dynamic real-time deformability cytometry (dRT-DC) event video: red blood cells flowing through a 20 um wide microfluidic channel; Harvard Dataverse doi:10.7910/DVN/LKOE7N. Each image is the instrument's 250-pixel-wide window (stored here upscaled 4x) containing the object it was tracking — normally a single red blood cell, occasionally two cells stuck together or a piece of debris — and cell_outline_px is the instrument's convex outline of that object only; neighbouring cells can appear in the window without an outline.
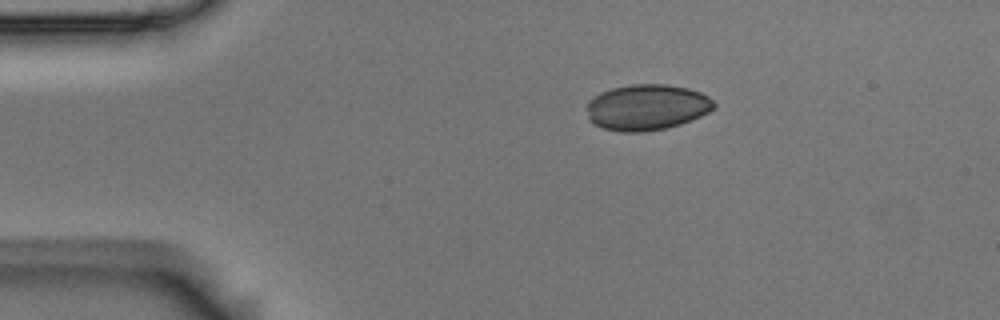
{"species": "Egyptian fruit bat (a non-hibernating species)", "species_latin": "Rousettus aegyptiacus", "temperature_condition": "room temperature", "stored_images_in_passage": 5, "camera_frame_rate_fps": 3000, "um_per_image_px": 0.085, "animal": {"sex": "male"}, "frame": {"image": 1, "passage_image": 1, "time_ms": 0.0, "image_size_px": [1000, 320], "cell_outline_px": [[716, 108], [700, 116], [680, 124], [664, 128], [644, 132], [620, 132], [600, 128], [592, 124], [588, 120], [588, 100], [600, 92], [612, 88], [632, 84], [668, 84], [688, 88], [700, 92], [708, 96], [716, 104]], "centroid_in_image_um": [54.96, 9.12], "position_along_channel_um": 30.0, "area_um2": 34.28}}
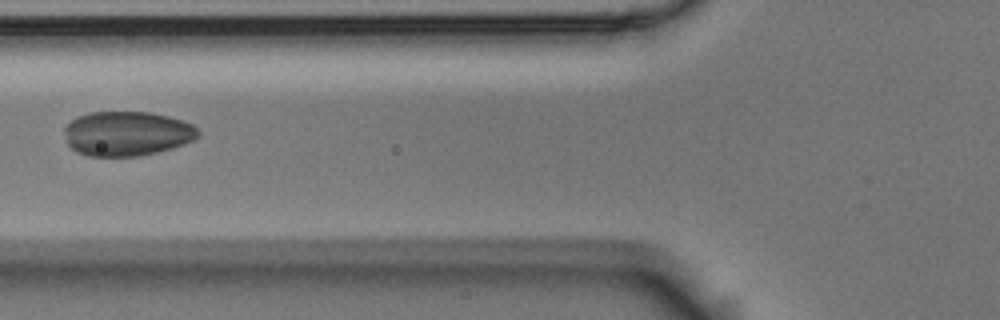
{"frame": {"image": 2, "passage_image": 4, "time_ms": 1.0, "image_size_px": [1000, 320], "cell_outline_px": [[200, 136], [184, 144], [172, 148], [140, 156], [88, 156], [76, 152], [68, 144], [64, 132], [64, 128], [72, 120], [88, 112], [152, 112], [168, 116], [192, 124], [200, 132]], "centroid_in_image_um": [10.79, 11.35], "position_along_channel_um": 115.0, "area_um2": 34.74}}
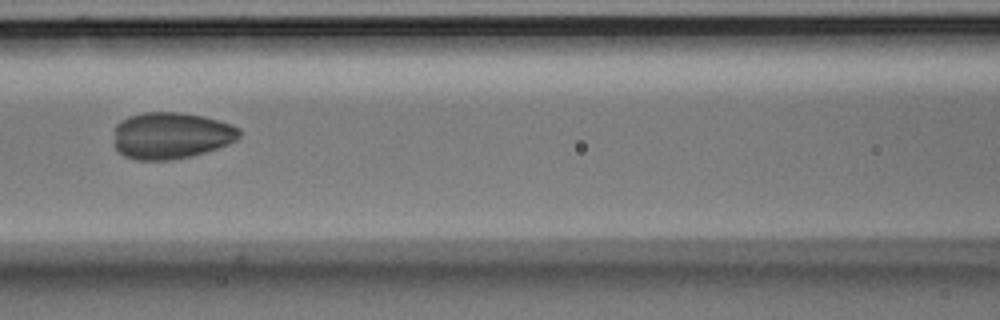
{"frame": {"image": 3, "passage_image": 5, "time_ms": 1.333, "image_size_px": [1000, 320], "cell_outline_px": [[240, 136], [236, 140], [228, 144], [192, 156], [172, 160], [136, 160], [124, 156], [112, 144], [112, 128], [120, 120], [128, 116], [144, 112], [180, 112], [204, 116], [232, 124], [240, 128]], "centroid_in_image_um": [14.48, 11.51], "position_along_channel_um": 152.1, "area_um2": 34.74}}